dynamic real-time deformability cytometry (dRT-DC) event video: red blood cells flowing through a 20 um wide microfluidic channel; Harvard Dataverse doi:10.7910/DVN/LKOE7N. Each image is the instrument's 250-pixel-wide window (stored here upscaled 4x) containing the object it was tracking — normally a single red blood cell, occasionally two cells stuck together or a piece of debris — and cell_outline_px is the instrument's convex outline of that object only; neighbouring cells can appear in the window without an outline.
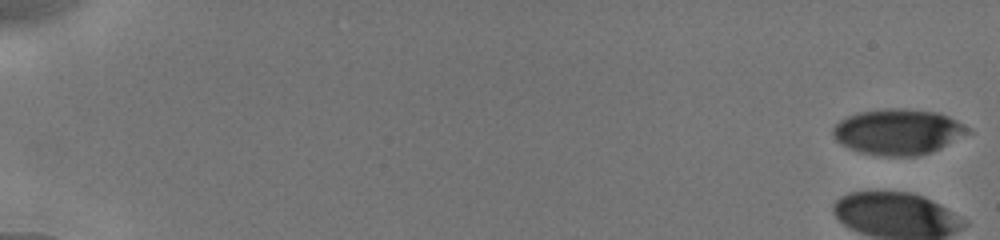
{"species": "human", "species_latin": "Homo sapiens", "temperature_condition": "cold", "stored_images_in_passage": 40, "camera_frame_rate_fps": 3000, "um_per_image_px": 0.085, "donor": {"sex": "male"}, "frame": {"image": 1, "passage_image": 1, "time_ms": 0.0, "image_size_px": [1000, 240], "cell_outline_px": [[972, 132], [940, 148], [916, 156], [884, 156], [860, 152], [848, 148], [840, 144], [832, 136], [832, 128], [840, 120], [856, 112], [884, 108], [908, 108], [936, 112], [948, 116], [972, 128]], "centroid_in_image_um": [76.32, 11.19], "position_along_channel_um": 8.7, "area_um2": 36.18}}